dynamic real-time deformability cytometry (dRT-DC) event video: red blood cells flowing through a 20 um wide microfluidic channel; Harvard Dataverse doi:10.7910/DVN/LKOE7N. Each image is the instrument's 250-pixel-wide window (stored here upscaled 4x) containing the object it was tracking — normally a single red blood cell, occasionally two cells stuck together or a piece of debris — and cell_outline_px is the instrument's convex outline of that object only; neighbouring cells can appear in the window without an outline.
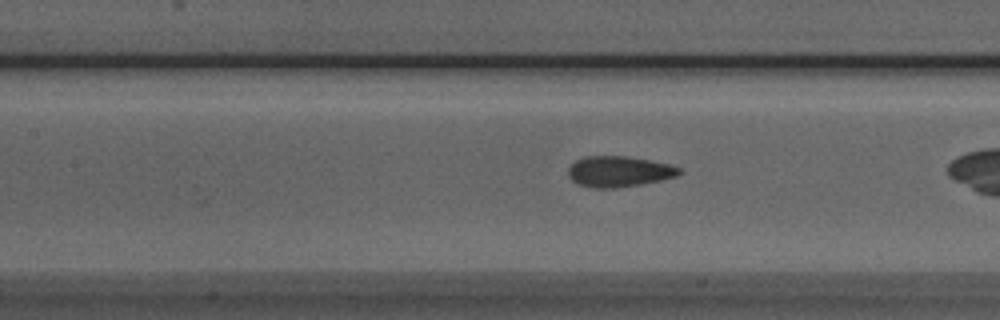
{"species": "Egyptian fruit bat (a non-hibernating species)", "species_latin": "Rousettus aegyptiacus", "temperature_condition": "room temperature", "stored_images_in_passage": 22, "camera_frame_rate_fps": 3000, "um_per_image_px": 0.085, "animal": {"sex": "male"}, "frame": {"image": 1, "passage_image": 19, "time_ms": 6.0, "image_size_px": [1000, 320], "cell_outline_px": [[684, 172], [676, 176], [660, 180], [640, 184], [616, 188], [596, 188], [580, 184], [572, 180], [568, 176], [568, 168], [576, 160], [584, 156], [624, 156], [648, 160], [668, 164], [680, 168]], "centroid_in_image_um": [52.6, 14.57], "position_along_channel_um": 154.8, "area_um2": 19.71}}